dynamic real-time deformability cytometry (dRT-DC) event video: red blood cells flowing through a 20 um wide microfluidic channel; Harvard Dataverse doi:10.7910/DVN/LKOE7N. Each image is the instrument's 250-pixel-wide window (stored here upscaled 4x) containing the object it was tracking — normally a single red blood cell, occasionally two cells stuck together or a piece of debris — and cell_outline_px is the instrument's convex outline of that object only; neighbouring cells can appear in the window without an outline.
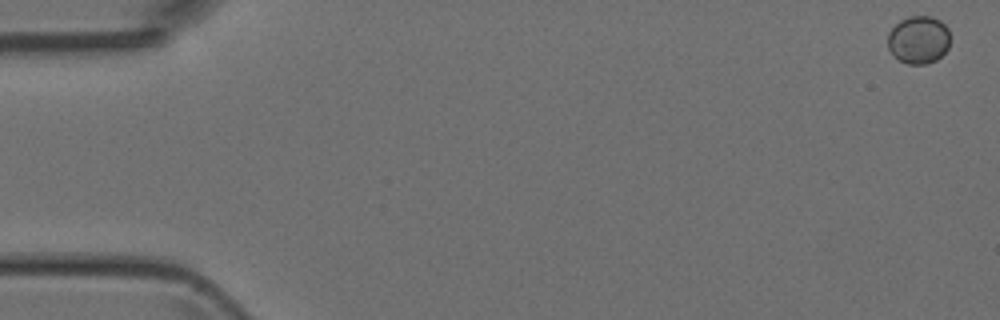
{"species": "Egyptian fruit bat (a non-hibernating species)", "species_latin": "Rousettus aegyptiacus", "temperature_condition": "room temperature", "stored_images_in_passage": 5, "camera_frame_rate_fps": 3000, "um_per_image_px": 0.085, "animal": {"sex": "female"}, "frame": {"image": 1, "passage_image": 1, "time_ms": 0.0, "image_size_px": [1000, 320], "cell_outline_px": [[948, 48], [936, 60], [924, 64], [908, 64], [900, 60], [888, 48], [888, 32], [900, 20], [908, 16], [932, 16], [940, 20], [948, 28]], "centroid_in_image_um": [78.07, 3.36], "position_along_channel_um": 6.9, "area_um2": 17.22}}
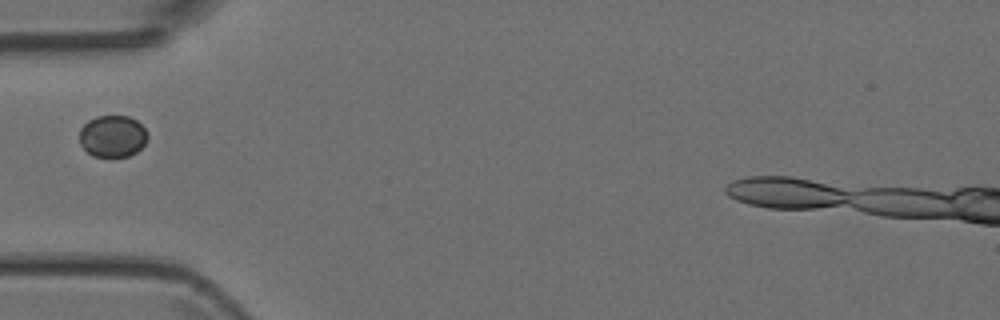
{"frame": {"image": 2, "passage_image": 5, "time_ms": 5.333, "image_size_px": [1000, 320], "cell_outline_px": [[148, 136], [144, 144], [136, 152], [128, 156], [92, 156], [80, 144], [80, 128], [88, 120], [96, 116], [128, 116], [136, 120], [148, 132]], "centroid_in_image_um": [9.56, 11.56], "position_along_channel_um": 75.4, "area_um2": 16.53}}